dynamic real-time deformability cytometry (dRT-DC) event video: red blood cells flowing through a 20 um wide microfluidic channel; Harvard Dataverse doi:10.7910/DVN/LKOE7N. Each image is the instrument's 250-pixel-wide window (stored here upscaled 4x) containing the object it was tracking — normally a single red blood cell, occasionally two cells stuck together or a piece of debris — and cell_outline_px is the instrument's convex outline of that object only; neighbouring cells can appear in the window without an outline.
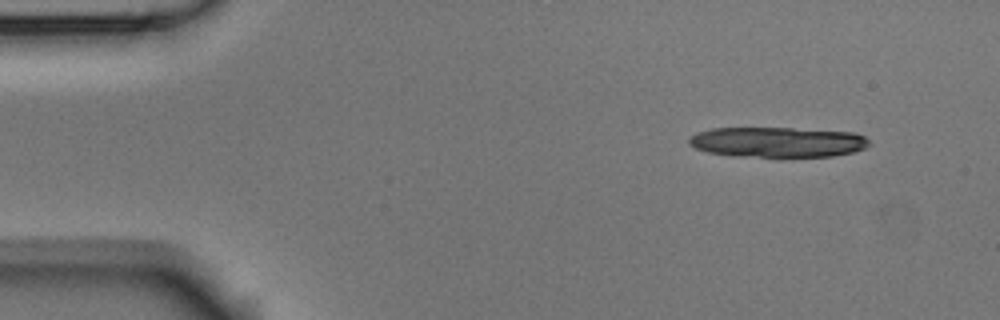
{"species": "Egyptian fruit bat (a non-hibernating species)", "species_latin": "Rousettus aegyptiacus", "temperature_condition": "room temperature", "stored_images_in_passage": 3, "camera_frame_rate_fps": 3000, "um_per_image_px": 0.085, "animal": {"sex": "male"}, "frame": {"image": 1, "passage_image": 1, "time_ms": 0.0, "image_size_px": [1000, 320], "cell_outline_px": [[872, 144], [864, 148], [852, 152], [832, 156], [744, 156], [708, 152], [696, 148], [688, 144], [688, 136], [696, 132], [712, 128], [792, 128], [856, 132], [864, 136]], "centroid_in_image_um": [66.09, 12.06], "position_along_channel_um": 18.9, "area_um2": 31.67}}